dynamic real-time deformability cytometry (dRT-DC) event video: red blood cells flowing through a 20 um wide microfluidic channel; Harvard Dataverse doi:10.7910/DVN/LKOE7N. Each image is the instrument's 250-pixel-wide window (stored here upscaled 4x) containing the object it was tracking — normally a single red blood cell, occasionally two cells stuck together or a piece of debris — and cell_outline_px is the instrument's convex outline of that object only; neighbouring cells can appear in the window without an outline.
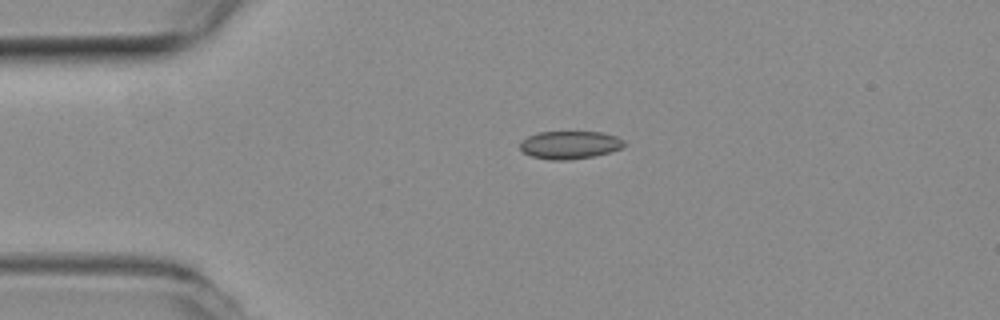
{"species": "common noctule bat (a hibernating species)", "species_latin": "Nyctalus noctula", "temperature_condition": "room temperature", "stored_images_in_passage": 45, "camera_frame_rate_fps": 3000, "um_per_image_px": 0.085, "animal": {"sex": "female", "body_mass_g": 19.3, "forearm_length_mm": 54.1}, "frame": {"image": 1, "passage_image": 1, "time_ms": 0.0, "image_size_px": [1000, 320], "cell_outline_px": [[624, 144], [620, 148], [608, 152], [592, 156], [568, 160], [548, 160], [532, 156], [524, 152], [520, 148], [520, 140], [528, 136], [540, 132], [604, 132], [616, 136], [624, 140]], "centroid_in_image_um": [48.4, 12.31], "position_along_channel_um": 36.6, "area_um2": 16.82}}
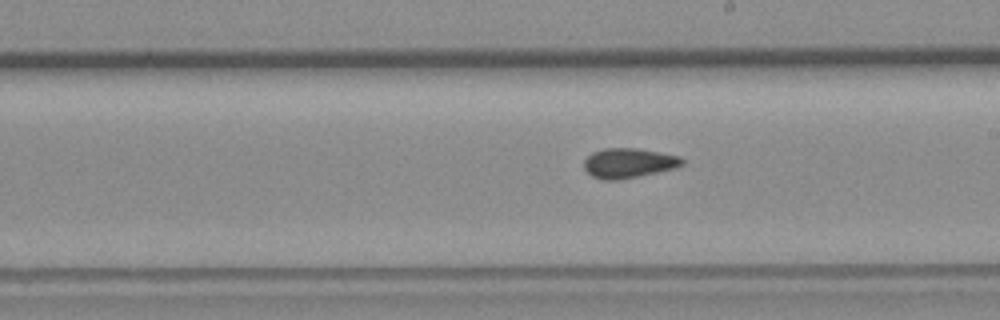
{"frame": {"image": 2, "passage_image": 20, "time_ms": 6.333, "image_size_px": [1000, 320], "cell_outline_px": [[684, 164], [676, 168], [620, 180], [604, 180], [592, 176], [584, 168], [584, 160], [592, 152], [604, 148], [636, 148], [660, 152], [680, 156], [684, 160]], "centroid_in_image_um": [53.44, 13.86], "position_along_channel_um": 235.6, "area_um2": 17.11}}
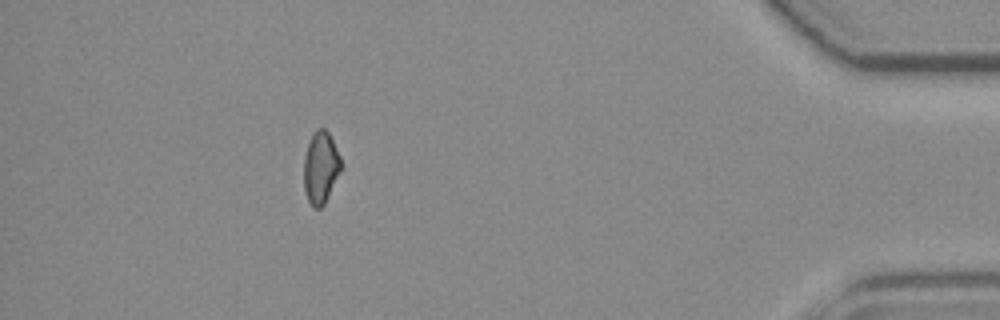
{"frame": {"image": 3, "passage_image": 39, "time_ms": 12.667, "image_size_px": [1000, 320], "cell_outline_px": [[340, 168], [324, 204], [320, 208], [312, 208], [308, 200], [304, 188], [304, 156], [308, 144], [316, 128], [324, 128], [328, 132], [340, 156]], "centroid_in_image_um": [27.22, 14.23], "position_along_channel_um": 408.0, "area_um2": 15.14}, "authors_computed_cell_mechanics": {"area_um2": 16.473, "velocity_mm_per_s": 3.6454, "shape_relaxation_time_tau1_ms": null, "shape_relaxation_time_tau2_ms": 5.1391, "deformation_change_tau1": null, "deformation_change_tau2": 0.0888}}